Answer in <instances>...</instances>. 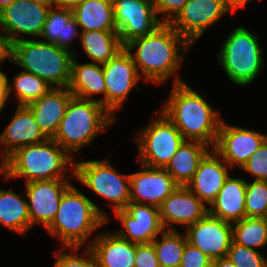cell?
Segmentation results:
<instances>
[{"mask_svg": "<svg viewBox=\"0 0 267 267\" xmlns=\"http://www.w3.org/2000/svg\"><path fill=\"white\" fill-rule=\"evenodd\" d=\"M124 48L144 81L162 84L181 68L191 45L169 24L163 23L152 34L135 38Z\"/></svg>", "mask_w": 267, "mask_h": 267, "instance_id": "cell-1", "label": "cell"}, {"mask_svg": "<svg viewBox=\"0 0 267 267\" xmlns=\"http://www.w3.org/2000/svg\"><path fill=\"white\" fill-rule=\"evenodd\" d=\"M176 78V79H175ZM161 111L180 131L185 140H194L214 147L222 117L202 95L193 90L178 75Z\"/></svg>", "mask_w": 267, "mask_h": 267, "instance_id": "cell-2", "label": "cell"}, {"mask_svg": "<svg viewBox=\"0 0 267 267\" xmlns=\"http://www.w3.org/2000/svg\"><path fill=\"white\" fill-rule=\"evenodd\" d=\"M109 217L72 184L65 190L56 217L47 231L60 238L62 249L79 251L91 233L108 223Z\"/></svg>", "mask_w": 267, "mask_h": 267, "instance_id": "cell-3", "label": "cell"}, {"mask_svg": "<svg viewBox=\"0 0 267 267\" xmlns=\"http://www.w3.org/2000/svg\"><path fill=\"white\" fill-rule=\"evenodd\" d=\"M72 166L74 175L75 161L53 139L16 149L7 157V179L24 177L25 183L37 180H68L64 170Z\"/></svg>", "mask_w": 267, "mask_h": 267, "instance_id": "cell-4", "label": "cell"}, {"mask_svg": "<svg viewBox=\"0 0 267 267\" xmlns=\"http://www.w3.org/2000/svg\"><path fill=\"white\" fill-rule=\"evenodd\" d=\"M115 119L98 101L73 96L53 140L71 155L90 144Z\"/></svg>", "mask_w": 267, "mask_h": 267, "instance_id": "cell-5", "label": "cell"}, {"mask_svg": "<svg viewBox=\"0 0 267 267\" xmlns=\"http://www.w3.org/2000/svg\"><path fill=\"white\" fill-rule=\"evenodd\" d=\"M73 57V52L45 41L26 38L13 43L12 62L52 88L68 87Z\"/></svg>", "mask_w": 267, "mask_h": 267, "instance_id": "cell-6", "label": "cell"}, {"mask_svg": "<svg viewBox=\"0 0 267 267\" xmlns=\"http://www.w3.org/2000/svg\"><path fill=\"white\" fill-rule=\"evenodd\" d=\"M220 48L218 64L229 80L239 86L249 85L266 66L258 36L247 28L236 27Z\"/></svg>", "mask_w": 267, "mask_h": 267, "instance_id": "cell-7", "label": "cell"}, {"mask_svg": "<svg viewBox=\"0 0 267 267\" xmlns=\"http://www.w3.org/2000/svg\"><path fill=\"white\" fill-rule=\"evenodd\" d=\"M74 177L108 203L112 201L114 213L130 203V174H119L108 159L75 162Z\"/></svg>", "mask_w": 267, "mask_h": 267, "instance_id": "cell-8", "label": "cell"}, {"mask_svg": "<svg viewBox=\"0 0 267 267\" xmlns=\"http://www.w3.org/2000/svg\"><path fill=\"white\" fill-rule=\"evenodd\" d=\"M185 139L175 125L160 111L146 127L140 129L135 141L140 164L152 168H165Z\"/></svg>", "mask_w": 267, "mask_h": 267, "instance_id": "cell-9", "label": "cell"}, {"mask_svg": "<svg viewBox=\"0 0 267 267\" xmlns=\"http://www.w3.org/2000/svg\"><path fill=\"white\" fill-rule=\"evenodd\" d=\"M114 21L121 44L152 34L163 23L157 17L154 0H112Z\"/></svg>", "mask_w": 267, "mask_h": 267, "instance_id": "cell-10", "label": "cell"}, {"mask_svg": "<svg viewBox=\"0 0 267 267\" xmlns=\"http://www.w3.org/2000/svg\"><path fill=\"white\" fill-rule=\"evenodd\" d=\"M105 78V108L115 117L130 91L141 77L129 51L123 48L107 63L102 64Z\"/></svg>", "mask_w": 267, "mask_h": 267, "instance_id": "cell-11", "label": "cell"}, {"mask_svg": "<svg viewBox=\"0 0 267 267\" xmlns=\"http://www.w3.org/2000/svg\"><path fill=\"white\" fill-rule=\"evenodd\" d=\"M228 12L223 0H188L169 25L192 46Z\"/></svg>", "mask_w": 267, "mask_h": 267, "instance_id": "cell-12", "label": "cell"}, {"mask_svg": "<svg viewBox=\"0 0 267 267\" xmlns=\"http://www.w3.org/2000/svg\"><path fill=\"white\" fill-rule=\"evenodd\" d=\"M266 139V134L228 125L223 120L212 149L230 168L237 166L241 169Z\"/></svg>", "mask_w": 267, "mask_h": 267, "instance_id": "cell-13", "label": "cell"}, {"mask_svg": "<svg viewBox=\"0 0 267 267\" xmlns=\"http://www.w3.org/2000/svg\"><path fill=\"white\" fill-rule=\"evenodd\" d=\"M49 9L33 0H14L0 12V30L13 43L25 39L17 34L39 37Z\"/></svg>", "mask_w": 267, "mask_h": 267, "instance_id": "cell-14", "label": "cell"}, {"mask_svg": "<svg viewBox=\"0 0 267 267\" xmlns=\"http://www.w3.org/2000/svg\"><path fill=\"white\" fill-rule=\"evenodd\" d=\"M68 180H37L25 184L31 229L42 224L46 229L56 217Z\"/></svg>", "mask_w": 267, "mask_h": 267, "instance_id": "cell-15", "label": "cell"}, {"mask_svg": "<svg viewBox=\"0 0 267 267\" xmlns=\"http://www.w3.org/2000/svg\"><path fill=\"white\" fill-rule=\"evenodd\" d=\"M188 243L200 249L210 259L227 256L233 241L232 223L207 213L202 219L186 228Z\"/></svg>", "mask_w": 267, "mask_h": 267, "instance_id": "cell-16", "label": "cell"}, {"mask_svg": "<svg viewBox=\"0 0 267 267\" xmlns=\"http://www.w3.org/2000/svg\"><path fill=\"white\" fill-rule=\"evenodd\" d=\"M125 230L116 233L130 242L136 244L151 243L164 230L159 208L130 202L124 210L115 212Z\"/></svg>", "mask_w": 267, "mask_h": 267, "instance_id": "cell-17", "label": "cell"}, {"mask_svg": "<svg viewBox=\"0 0 267 267\" xmlns=\"http://www.w3.org/2000/svg\"><path fill=\"white\" fill-rule=\"evenodd\" d=\"M141 165L130 174V202L160 207L179 185L164 168Z\"/></svg>", "mask_w": 267, "mask_h": 267, "instance_id": "cell-18", "label": "cell"}, {"mask_svg": "<svg viewBox=\"0 0 267 267\" xmlns=\"http://www.w3.org/2000/svg\"><path fill=\"white\" fill-rule=\"evenodd\" d=\"M208 213V207L186 186L177 187L159 207L160 221L165 230H173L175 223L186 228L202 219Z\"/></svg>", "mask_w": 267, "mask_h": 267, "instance_id": "cell-19", "label": "cell"}, {"mask_svg": "<svg viewBox=\"0 0 267 267\" xmlns=\"http://www.w3.org/2000/svg\"><path fill=\"white\" fill-rule=\"evenodd\" d=\"M211 151L201 159L192 180L186 186L206 206L216 199L230 175L227 164L222 162L224 160L213 149Z\"/></svg>", "mask_w": 267, "mask_h": 267, "instance_id": "cell-20", "label": "cell"}, {"mask_svg": "<svg viewBox=\"0 0 267 267\" xmlns=\"http://www.w3.org/2000/svg\"><path fill=\"white\" fill-rule=\"evenodd\" d=\"M47 139L31 110L27 106H17L10 123L0 134V145L4 147L1 153L7 158L20 147L42 143Z\"/></svg>", "mask_w": 267, "mask_h": 267, "instance_id": "cell-21", "label": "cell"}, {"mask_svg": "<svg viewBox=\"0 0 267 267\" xmlns=\"http://www.w3.org/2000/svg\"><path fill=\"white\" fill-rule=\"evenodd\" d=\"M95 237L88 247L95 256L97 267L135 266L136 243L110 231H102Z\"/></svg>", "mask_w": 267, "mask_h": 267, "instance_id": "cell-22", "label": "cell"}, {"mask_svg": "<svg viewBox=\"0 0 267 267\" xmlns=\"http://www.w3.org/2000/svg\"><path fill=\"white\" fill-rule=\"evenodd\" d=\"M73 97L68 87L51 88L45 95L28 104L41 131L53 139L64 117L68 102Z\"/></svg>", "mask_w": 267, "mask_h": 267, "instance_id": "cell-23", "label": "cell"}, {"mask_svg": "<svg viewBox=\"0 0 267 267\" xmlns=\"http://www.w3.org/2000/svg\"><path fill=\"white\" fill-rule=\"evenodd\" d=\"M246 182L229 175L211 207L208 206V213L229 223L245 218Z\"/></svg>", "mask_w": 267, "mask_h": 267, "instance_id": "cell-24", "label": "cell"}, {"mask_svg": "<svg viewBox=\"0 0 267 267\" xmlns=\"http://www.w3.org/2000/svg\"><path fill=\"white\" fill-rule=\"evenodd\" d=\"M68 89L74 97L95 100L105 107V78L102 64L89 62L79 64L75 57L71 63V77ZM103 94V98H92L95 94Z\"/></svg>", "mask_w": 267, "mask_h": 267, "instance_id": "cell-25", "label": "cell"}, {"mask_svg": "<svg viewBox=\"0 0 267 267\" xmlns=\"http://www.w3.org/2000/svg\"><path fill=\"white\" fill-rule=\"evenodd\" d=\"M208 151V145L203 142L184 140L164 169L179 186H187Z\"/></svg>", "mask_w": 267, "mask_h": 267, "instance_id": "cell-26", "label": "cell"}, {"mask_svg": "<svg viewBox=\"0 0 267 267\" xmlns=\"http://www.w3.org/2000/svg\"><path fill=\"white\" fill-rule=\"evenodd\" d=\"M79 26L73 18L72 10L64 8H50L47 14L46 22L41 31L40 38L45 42L53 43L60 48L75 51L70 47V42L78 35Z\"/></svg>", "mask_w": 267, "mask_h": 267, "instance_id": "cell-27", "label": "cell"}, {"mask_svg": "<svg viewBox=\"0 0 267 267\" xmlns=\"http://www.w3.org/2000/svg\"><path fill=\"white\" fill-rule=\"evenodd\" d=\"M72 13L81 31H117L112 0H86Z\"/></svg>", "mask_w": 267, "mask_h": 267, "instance_id": "cell-28", "label": "cell"}, {"mask_svg": "<svg viewBox=\"0 0 267 267\" xmlns=\"http://www.w3.org/2000/svg\"><path fill=\"white\" fill-rule=\"evenodd\" d=\"M80 34L84 53L93 63H107L124 48L117 31L91 30L81 31Z\"/></svg>", "mask_w": 267, "mask_h": 267, "instance_id": "cell-29", "label": "cell"}, {"mask_svg": "<svg viewBox=\"0 0 267 267\" xmlns=\"http://www.w3.org/2000/svg\"><path fill=\"white\" fill-rule=\"evenodd\" d=\"M22 194L0 189V223L6 228L25 236L31 229L27 200Z\"/></svg>", "mask_w": 267, "mask_h": 267, "instance_id": "cell-30", "label": "cell"}, {"mask_svg": "<svg viewBox=\"0 0 267 267\" xmlns=\"http://www.w3.org/2000/svg\"><path fill=\"white\" fill-rule=\"evenodd\" d=\"M233 242L255 250L267 244V218H249L232 223Z\"/></svg>", "mask_w": 267, "mask_h": 267, "instance_id": "cell-31", "label": "cell"}, {"mask_svg": "<svg viewBox=\"0 0 267 267\" xmlns=\"http://www.w3.org/2000/svg\"><path fill=\"white\" fill-rule=\"evenodd\" d=\"M186 235L175 230H163L161 239L152 241L160 267H179L184 248L187 243Z\"/></svg>", "mask_w": 267, "mask_h": 267, "instance_id": "cell-32", "label": "cell"}, {"mask_svg": "<svg viewBox=\"0 0 267 267\" xmlns=\"http://www.w3.org/2000/svg\"><path fill=\"white\" fill-rule=\"evenodd\" d=\"M13 84H8L9 97L13 91L18 106H27L41 96L45 95L52 87L43 79L34 74L21 71L13 79Z\"/></svg>", "mask_w": 267, "mask_h": 267, "instance_id": "cell-33", "label": "cell"}, {"mask_svg": "<svg viewBox=\"0 0 267 267\" xmlns=\"http://www.w3.org/2000/svg\"><path fill=\"white\" fill-rule=\"evenodd\" d=\"M246 217L267 218V182H246Z\"/></svg>", "mask_w": 267, "mask_h": 267, "instance_id": "cell-34", "label": "cell"}, {"mask_svg": "<svg viewBox=\"0 0 267 267\" xmlns=\"http://www.w3.org/2000/svg\"><path fill=\"white\" fill-rule=\"evenodd\" d=\"M235 267H267V258L258 250L232 241L226 256Z\"/></svg>", "mask_w": 267, "mask_h": 267, "instance_id": "cell-35", "label": "cell"}, {"mask_svg": "<svg viewBox=\"0 0 267 267\" xmlns=\"http://www.w3.org/2000/svg\"><path fill=\"white\" fill-rule=\"evenodd\" d=\"M248 171L257 181L267 182V139L241 168Z\"/></svg>", "mask_w": 267, "mask_h": 267, "instance_id": "cell-36", "label": "cell"}, {"mask_svg": "<svg viewBox=\"0 0 267 267\" xmlns=\"http://www.w3.org/2000/svg\"><path fill=\"white\" fill-rule=\"evenodd\" d=\"M84 254L88 258H83L82 256L77 257L72 252L70 254L64 253L63 251L56 252L57 259L53 267H97L95 256L89 247H87Z\"/></svg>", "mask_w": 267, "mask_h": 267, "instance_id": "cell-37", "label": "cell"}, {"mask_svg": "<svg viewBox=\"0 0 267 267\" xmlns=\"http://www.w3.org/2000/svg\"><path fill=\"white\" fill-rule=\"evenodd\" d=\"M212 261L200 249L187 242L179 267H208Z\"/></svg>", "mask_w": 267, "mask_h": 267, "instance_id": "cell-38", "label": "cell"}, {"mask_svg": "<svg viewBox=\"0 0 267 267\" xmlns=\"http://www.w3.org/2000/svg\"><path fill=\"white\" fill-rule=\"evenodd\" d=\"M188 0H154L157 14H161V22L169 24L181 11Z\"/></svg>", "mask_w": 267, "mask_h": 267, "instance_id": "cell-39", "label": "cell"}, {"mask_svg": "<svg viewBox=\"0 0 267 267\" xmlns=\"http://www.w3.org/2000/svg\"><path fill=\"white\" fill-rule=\"evenodd\" d=\"M134 267H160L152 242L136 244Z\"/></svg>", "mask_w": 267, "mask_h": 267, "instance_id": "cell-40", "label": "cell"}, {"mask_svg": "<svg viewBox=\"0 0 267 267\" xmlns=\"http://www.w3.org/2000/svg\"><path fill=\"white\" fill-rule=\"evenodd\" d=\"M0 30V67L1 63L8 59L12 62L13 42ZM1 71V69H0Z\"/></svg>", "mask_w": 267, "mask_h": 267, "instance_id": "cell-41", "label": "cell"}, {"mask_svg": "<svg viewBox=\"0 0 267 267\" xmlns=\"http://www.w3.org/2000/svg\"><path fill=\"white\" fill-rule=\"evenodd\" d=\"M9 80L6 74L0 71V105L6 106L9 98Z\"/></svg>", "mask_w": 267, "mask_h": 267, "instance_id": "cell-42", "label": "cell"}, {"mask_svg": "<svg viewBox=\"0 0 267 267\" xmlns=\"http://www.w3.org/2000/svg\"><path fill=\"white\" fill-rule=\"evenodd\" d=\"M251 1L252 0H223V3L229 12L235 13L237 9L245 7L247 3Z\"/></svg>", "mask_w": 267, "mask_h": 267, "instance_id": "cell-43", "label": "cell"}, {"mask_svg": "<svg viewBox=\"0 0 267 267\" xmlns=\"http://www.w3.org/2000/svg\"><path fill=\"white\" fill-rule=\"evenodd\" d=\"M86 0H56V7L73 10Z\"/></svg>", "mask_w": 267, "mask_h": 267, "instance_id": "cell-44", "label": "cell"}, {"mask_svg": "<svg viewBox=\"0 0 267 267\" xmlns=\"http://www.w3.org/2000/svg\"><path fill=\"white\" fill-rule=\"evenodd\" d=\"M212 266L213 267H235L233 263L227 258H218L216 260L212 261Z\"/></svg>", "mask_w": 267, "mask_h": 267, "instance_id": "cell-45", "label": "cell"}, {"mask_svg": "<svg viewBox=\"0 0 267 267\" xmlns=\"http://www.w3.org/2000/svg\"><path fill=\"white\" fill-rule=\"evenodd\" d=\"M0 157H2L0 164V173L3 174L5 180L7 179V158L0 152Z\"/></svg>", "mask_w": 267, "mask_h": 267, "instance_id": "cell-46", "label": "cell"}, {"mask_svg": "<svg viewBox=\"0 0 267 267\" xmlns=\"http://www.w3.org/2000/svg\"><path fill=\"white\" fill-rule=\"evenodd\" d=\"M34 2L44 5L48 8L56 7V0H33Z\"/></svg>", "mask_w": 267, "mask_h": 267, "instance_id": "cell-47", "label": "cell"}, {"mask_svg": "<svg viewBox=\"0 0 267 267\" xmlns=\"http://www.w3.org/2000/svg\"><path fill=\"white\" fill-rule=\"evenodd\" d=\"M14 0H0V12L7 8Z\"/></svg>", "mask_w": 267, "mask_h": 267, "instance_id": "cell-48", "label": "cell"}, {"mask_svg": "<svg viewBox=\"0 0 267 267\" xmlns=\"http://www.w3.org/2000/svg\"><path fill=\"white\" fill-rule=\"evenodd\" d=\"M3 108H4V106L0 105V114H1Z\"/></svg>", "mask_w": 267, "mask_h": 267, "instance_id": "cell-49", "label": "cell"}]
</instances>
